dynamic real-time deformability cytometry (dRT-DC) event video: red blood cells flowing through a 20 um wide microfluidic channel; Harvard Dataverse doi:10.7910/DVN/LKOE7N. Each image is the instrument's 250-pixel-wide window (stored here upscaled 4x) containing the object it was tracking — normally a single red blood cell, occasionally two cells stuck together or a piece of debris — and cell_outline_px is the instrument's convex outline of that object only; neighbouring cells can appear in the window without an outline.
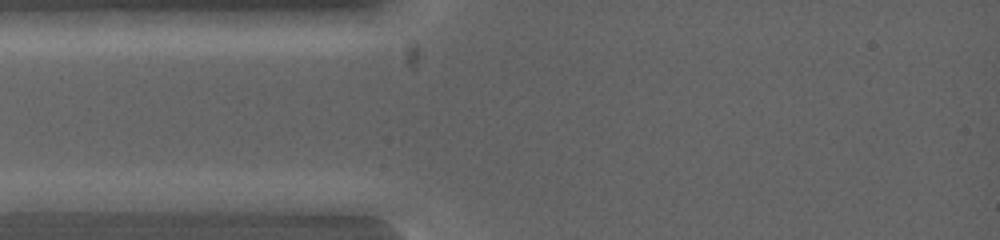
{"species": "common noctule bat (a hibernating species)", "species_latin": "Nyctalus noctula", "temperature_condition": "warm", "stored_images_in_passage": 2, "camera_frame_rate_fps": 5000, "um_per_image_px": 0.085, "animal": {"sex": "female", "body_mass_g": 19.0, "forearm_length_mm": 53.3}, "frame": {"image": 1, "passage_image": 1, "time_ms": 0.0, "image_size_px": [1000, 240], "cell_outline_px": [[116, 200], [112, 212], [16, 212], [12, 200], [32, 192], [96, 192]], "centroid_in_image_um": [5.44, 17.21], "position_along_channel_um": 79.6, "area_um2": 13.53}}